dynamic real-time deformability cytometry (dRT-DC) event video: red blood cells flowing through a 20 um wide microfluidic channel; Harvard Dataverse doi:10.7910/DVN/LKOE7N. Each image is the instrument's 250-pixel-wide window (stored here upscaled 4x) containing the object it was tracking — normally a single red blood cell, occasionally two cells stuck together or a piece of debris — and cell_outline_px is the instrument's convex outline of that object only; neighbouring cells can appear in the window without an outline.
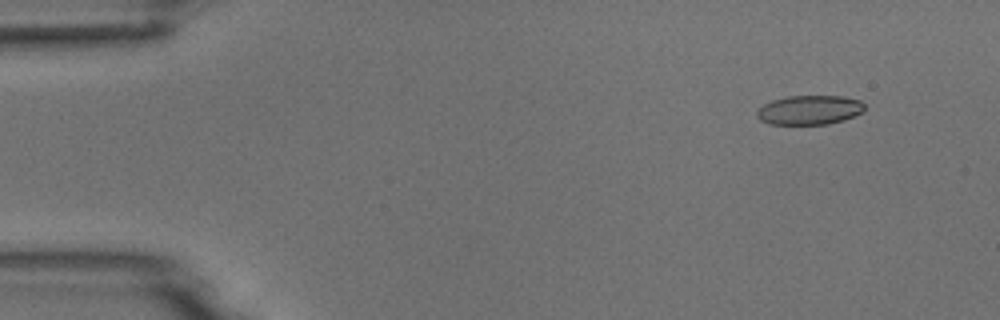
{"species": "common noctule bat (a hibernating species)", "species_latin": "Nyctalus noctula", "temperature_condition": "room temperature", "stored_images_in_passage": 4, "camera_frame_rate_fps": 3000, "um_per_image_px": 0.085, "animal": {"sex": "male", "body_mass_g": 18.8}, "frame": {"image": 1, "passage_image": 1, "time_ms": 0.0, "image_size_px": [1000, 320], "cell_outline_px": [[864, 112], [844, 120], [828, 124], [772, 124], [760, 120], [756, 116], [756, 112], [764, 104], [772, 100], [788, 96], [844, 96], [860, 100], [864, 104]], "centroid_in_image_um": [68.83, 9.34], "position_along_channel_um": 16.2, "area_um2": 18.44}}
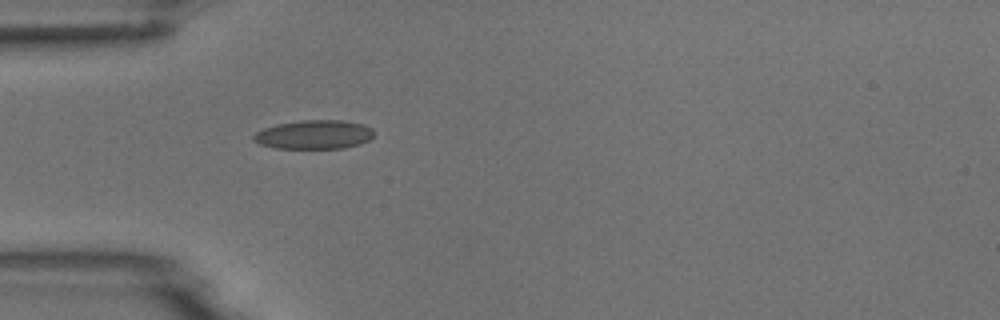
{"frame": {"image": 2, "passage_image": 4, "time_ms": 3.667, "image_size_px": [1000, 320], "cell_outline_px": [[376, 132], [368, 140], [360, 144], [344, 148], [272, 148], [260, 144], [252, 140], [252, 136], [256, 132], [264, 128], [276, 124], [300, 120], [344, 120], [364, 124], [372, 128]], "centroid_in_image_um": [26.7, 11.43], "position_along_channel_um": 58.3, "area_um2": 20.52}}